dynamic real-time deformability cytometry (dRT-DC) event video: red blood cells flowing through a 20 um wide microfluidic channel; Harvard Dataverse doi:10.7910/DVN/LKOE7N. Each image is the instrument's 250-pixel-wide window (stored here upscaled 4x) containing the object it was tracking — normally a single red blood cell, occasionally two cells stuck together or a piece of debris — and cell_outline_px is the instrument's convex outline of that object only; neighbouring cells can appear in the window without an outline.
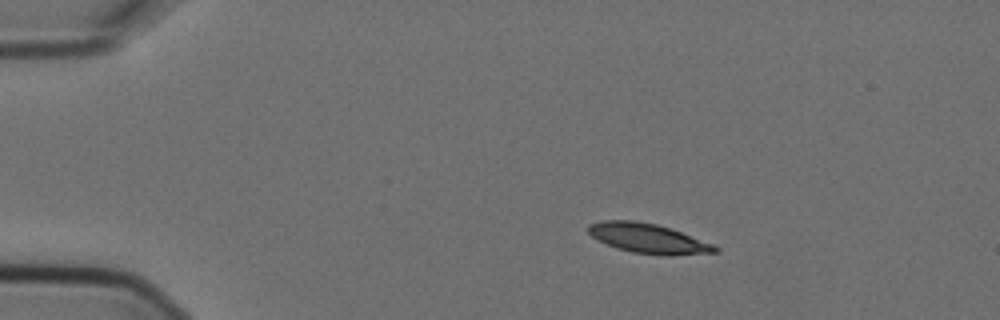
{"species": "Egyptian fruit bat (a non-hibernating species)", "species_latin": "Rousettus aegyptiacus", "temperature_condition": "cold", "stored_images_in_passage": 4, "segment_of_instrument_passage": [1, 2], "camera_frame_rate_fps": 3000, "um_per_image_px": 0.085, "animal": {"sex": "female"}, "frame": {"image": 1, "passage_image": 1, "time_ms": 0.0, "image_size_px": [1000, 320], "cell_outline_px": [[720, 252], [672, 256], [664, 256], [632, 252], [616, 248], [592, 236], [588, 232], [588, 224], [600, 220], [632, 220], [656, 224], [672, 228], [716, 244], [720, 248]], "centroid_in_image_um": [55.18, 20.27], "position_along_channel_um": 29.8, "area_um2": 22.37}}